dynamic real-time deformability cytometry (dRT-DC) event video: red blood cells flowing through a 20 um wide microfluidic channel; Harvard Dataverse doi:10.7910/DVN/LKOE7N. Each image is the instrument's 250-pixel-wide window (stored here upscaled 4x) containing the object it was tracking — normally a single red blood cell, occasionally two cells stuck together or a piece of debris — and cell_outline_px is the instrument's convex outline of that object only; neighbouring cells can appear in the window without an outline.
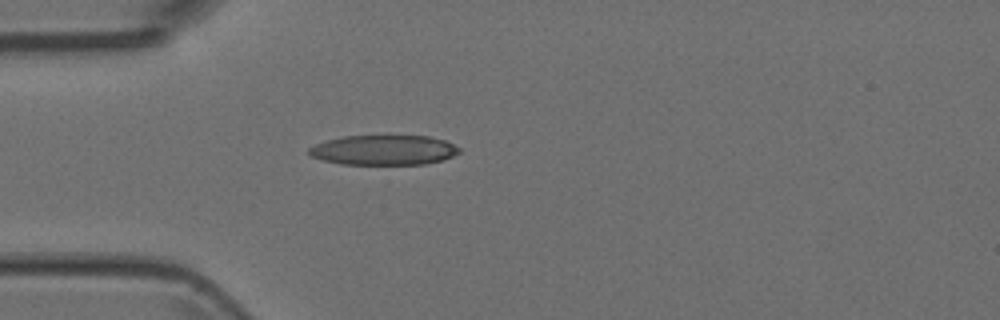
{"species": "Egyptian fruit bat (a non-hibernating species)", "species_latin": "Rousettus aegyptiacus", "temperature_condition": "room temperature", "stored_images_in_passage": 3, "camera_frame_rate_fps": 3000, "um_per_image_px": 0.085, "animal": {"sex": "female"}, "frame": {"image": 1, "passage_image": 3, "time_ms": 0.667, "image_size_px": [1000, 320], "cell_outline_px": [[460, 152], [444, 160], [424, 164], [340, 164], [324, 160], [312, 156], [308, 152], [308, 148], [316, 144], [328, 140], [344, 136], [428, 136], [444, 140], [460, 148]], "centroid_in_image_um": [32.64, 12.76], "position_along_channel_um": 52.4, "area_um2": 26.01}}